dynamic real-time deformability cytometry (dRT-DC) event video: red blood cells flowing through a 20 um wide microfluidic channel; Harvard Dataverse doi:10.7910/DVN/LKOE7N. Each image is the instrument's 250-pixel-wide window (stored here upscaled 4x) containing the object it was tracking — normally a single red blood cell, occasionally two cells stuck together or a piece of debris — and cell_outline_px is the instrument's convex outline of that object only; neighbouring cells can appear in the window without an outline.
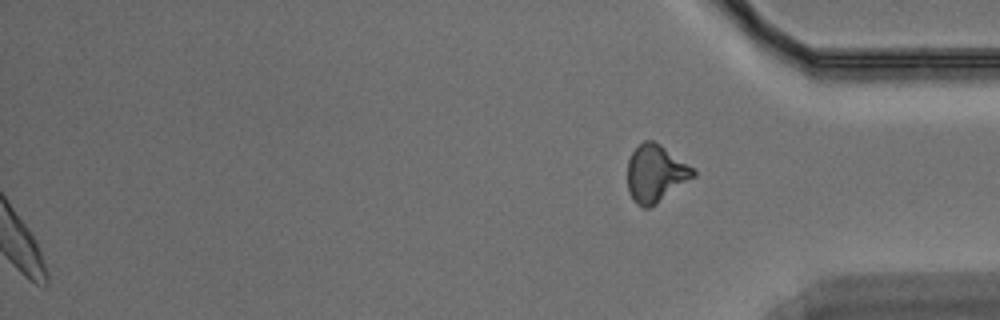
{"species": "Egyptian fruit bat (a non-hibernating species)", "species_latin": "Rousettus aegyptiacus", "temperature_condition": "warm", "stored_images_in_passage": 52, "segment_of_instrument_passage": [2, 2], "camera_frame_rate_fps": 3000, "um_per_image_px": 0.085, "animal": {"sex": "male"}, "frame": {"image": 1, "passage_image": 52, "time_ms": 17.0, "image_size_px": [1000, 320], "cell_outline_px": [[696, 176], [656, 204], [648, 208], [644, 208], [636, 204], [632, 200], [628, 192], [628, 160], [632, 152], [644, 140], [652, 140], [660, 144], [692, 168], [696, 172]], "centroid_in_image_um": [55.7, 14.77], "position_along_channel_um": 379.5, "area_um2": 21.79}}